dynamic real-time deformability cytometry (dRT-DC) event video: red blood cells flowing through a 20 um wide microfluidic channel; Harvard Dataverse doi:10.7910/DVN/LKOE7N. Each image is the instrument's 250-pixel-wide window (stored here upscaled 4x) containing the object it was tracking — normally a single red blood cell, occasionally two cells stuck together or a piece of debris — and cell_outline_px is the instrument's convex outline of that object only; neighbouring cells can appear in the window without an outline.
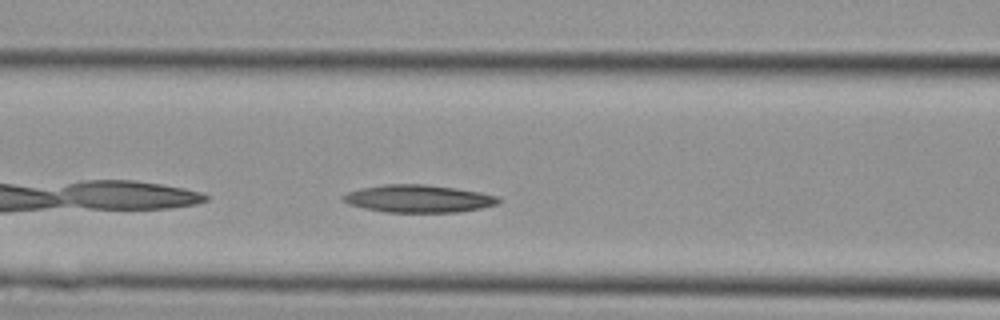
{"species": "Egyptian fruit bat (a non-hibernating species)", "species_latin": "Rousettus aegyptiacus", "temperature_condition": "cold", "stored_images_in_passage": 3, "camera_frame_rate_fps": 3000, "um_per_image_px": 0.085, "animal": {"sex": "female"}, "frame": {"image": 1, "passage_image": 3, "time_ms": 0.667, "image_size_px": [1000, 320], "cell_outline_px": [[500, 204], [480, 208], [456, 212], [384, 212], [364, 208], [348, 204], [340, 200], [348, 192], [360, 188], [384, 184], [424, 184], [456, 188], [480, 192], [496, 196], [500, 200]], "centroid_in_image_um": [35.55, 16.88], "position_along_channel_um": 131.1, "area_um2": 24.97}}